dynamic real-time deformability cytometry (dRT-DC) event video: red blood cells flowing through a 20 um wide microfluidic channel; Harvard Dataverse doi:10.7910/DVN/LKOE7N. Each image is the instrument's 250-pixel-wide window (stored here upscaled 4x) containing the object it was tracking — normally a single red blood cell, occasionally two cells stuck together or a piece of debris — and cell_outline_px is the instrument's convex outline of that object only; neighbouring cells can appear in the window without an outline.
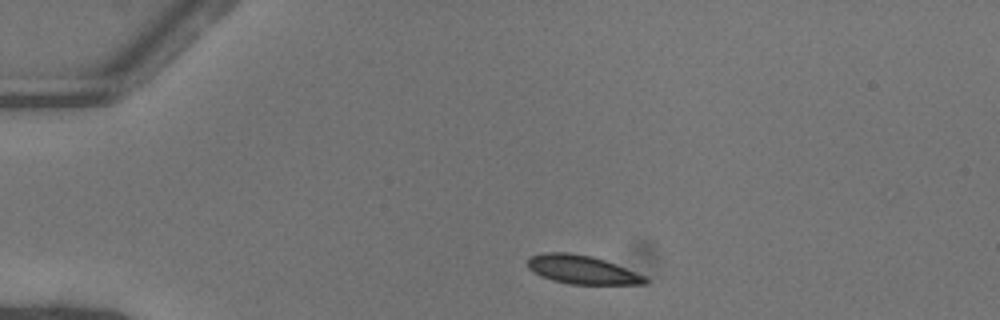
{"species": "common noctule bat (a hibernating species)", "species_latin": "Nyctalus noctula", "temperature_condition": "warm", "stored_images_in_passage": 34, "camera_frame_rate_fps": 3000, "um_per_image_px": 0.085, "animal": {"sex": "female"}, "frame": {"image": 1, "passage_image": 1, "time_ms": 0.0, "image_size_px": [1000, 320], "cell_outline_px": [[648, 280], [644, 284], [568, 284], [552, 280], [540, 276], [528, 268], [528, 260], [532, 256], [544, 252], [568, 252], [592, 256], [604, 260], [644, 276]], "centroid_in_image_um": [49.42, 22.92], "position_along_channel_um": 35.6, "area_um2": 19.31}}
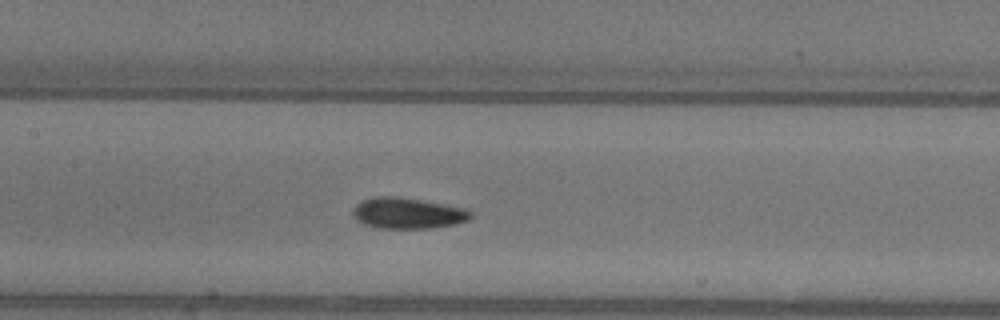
{"frame": {"image": 2, "passage_image": 15, "time_ms": 4.667, "image_size_px": [1000, 320], "cell_outline_px": [[472, 216], [468, 220], [456, 224], [428, 228], [376, 228], [364, 224], [356, 220], [352, 212], [356, 204], [360, 200], [376, 196], [400, 196], [444, 204], [464, 208], [472, 212]], "centroid_in_image_um": [34.62, 18.11], "position_along_channel_um": 172.8, "area_um2": 21.39}}
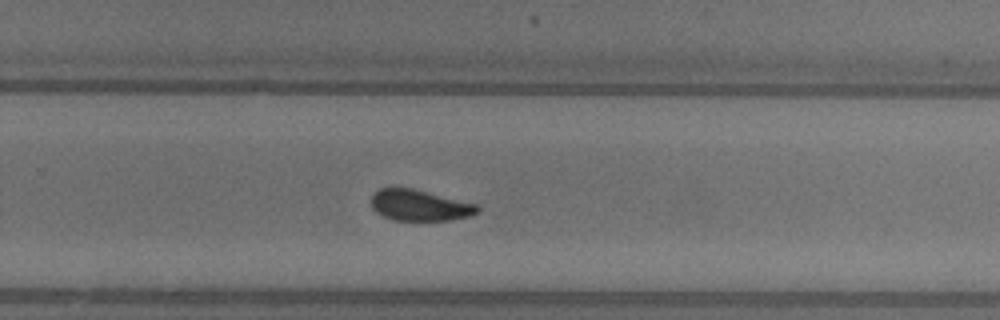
{"frame": {"image": 3, "passage_image": 24, "time_ms": 7.667, "image_size_px": [1000, 320], "cell_outline_px": [[480, 212], [472, 216], [452, 220], [392, 220], [376, 212], [372, 208], [372, 196], [380, 188], [412, 188], [476, 204], [480, 208]], "centroid_in_image_um": [35.7, 17.46], "position_along_channel_um": 294.1, "area_um2": 19.13}, "authors_computed_cell_mechanics": {"area_um2": 20.5768, "velocity_mm_per_s": 4.0757, "shape_relaxation_time_tau1_ms": 3.6711, "shape_relaxation_time_tau2_ms": 1.5674, "deformation_change_tau1": 0.1191, "deformation_change_tau2": 0.0648}}